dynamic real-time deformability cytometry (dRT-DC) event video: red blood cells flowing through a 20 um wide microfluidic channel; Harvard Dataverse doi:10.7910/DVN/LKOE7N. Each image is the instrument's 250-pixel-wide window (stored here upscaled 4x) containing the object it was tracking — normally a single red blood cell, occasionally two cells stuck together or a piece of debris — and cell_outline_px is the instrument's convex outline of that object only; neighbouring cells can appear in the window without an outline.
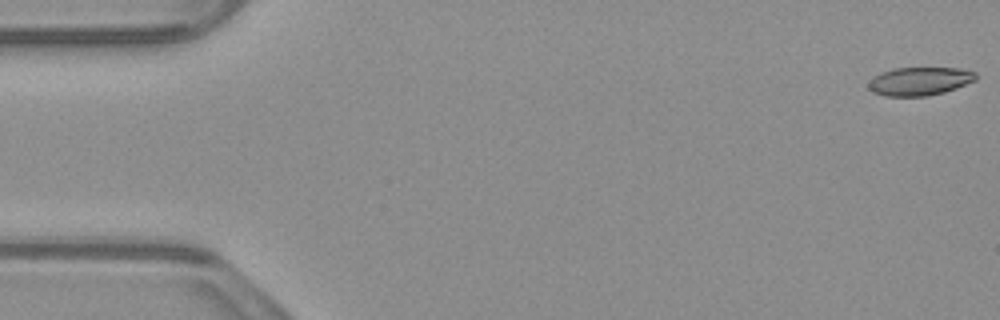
{"species": "common noctule bat (a hibernating species)", "species_latin": "Nyctalus noctula", "temperature_condition": "warm", "stored_images_in_passage": 54, "camera_frame_rate_fps": 3000, "um_per_image_px": 0.085, "animal": {"sex": "male", "body_mass_g": 23.1, "forearm_length_mm": 52.7}, "frame": {"image": 1, "passage_image": 1, "time_ms": 0.0, "image_size_px": [1000, 320], "cell_outline_px": [[976, 80], [956, 88], [944, 92], [924, 96], [884, 96], [872, 92], [868, 88], [868, 84], [872, 76], [880, 72], [892, 68], [960, 68], [976, 72]], "centroid_in_image_um": [78.13, 6.9], "position_along_channel_um": 6.9, "area_um2": 17.86}}
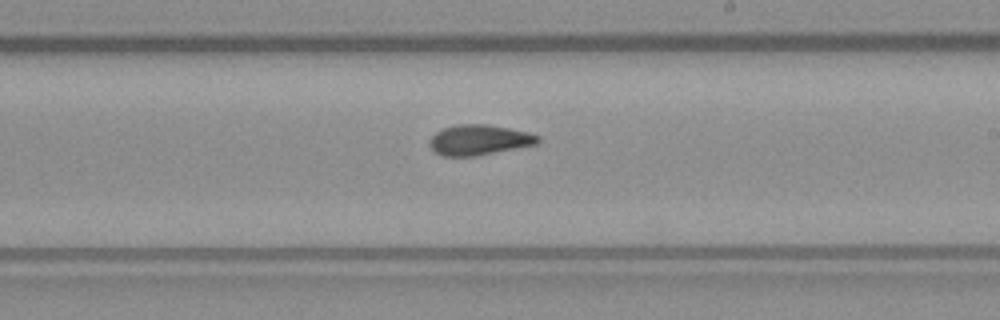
{"frame": {"image": 2, "passage_image": 31, "time_ms": 10.0, "image_size_px": [1000, 320], "cell_outline_px": [[540, 140], [536, 144], [476, 156], [440, 156], [428, 144], [428, 140], [436, 132], [444, 128], [456, 124], [488, 124], [528, 132], [540, 136]], "centroid_in_image_um": [40.7, 11.89], "position_along_channel_um": 248.3, "area_um2": 19.13}}
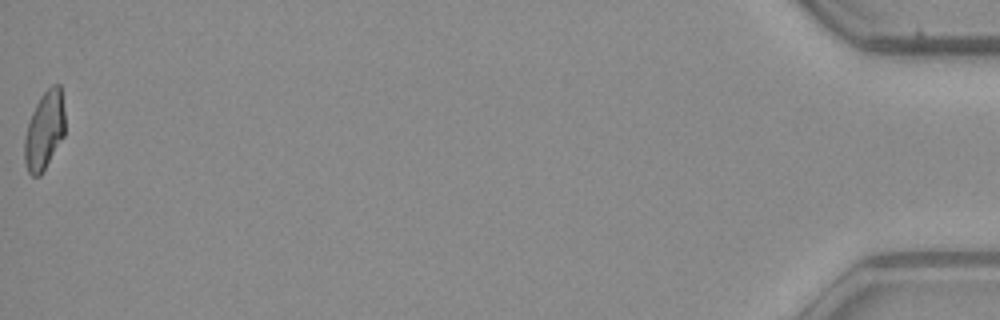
{"frame": {"image": 3, "passage_image": 54, "time_ms": 17.667, "image_size_px": [1000, 320], "cell_outline_px": [[64, 136], [40, 176], [32, 176], [28, 172], [24, 160], [24, 140], [28, 124], [32, 112], [40, 96], [52, 84], [60, 84], [64, 112]], "centroid_in_image_um": [3.77, 11.09], "position_along_channel_um": 431.4, "area_um2": 18.32}, "authors_computed_cell_mechanics": {"area_um2": 18.9006, "velocity_mm_per_s": 3.8309, "shape_relaxation_time_tau1_ms": 8.3135, "shape_relaxation_time_tau2_ms": 2.9138, "deformation_change_tau1": 0.2361, "deformation_change_tau2": 0.1054}}